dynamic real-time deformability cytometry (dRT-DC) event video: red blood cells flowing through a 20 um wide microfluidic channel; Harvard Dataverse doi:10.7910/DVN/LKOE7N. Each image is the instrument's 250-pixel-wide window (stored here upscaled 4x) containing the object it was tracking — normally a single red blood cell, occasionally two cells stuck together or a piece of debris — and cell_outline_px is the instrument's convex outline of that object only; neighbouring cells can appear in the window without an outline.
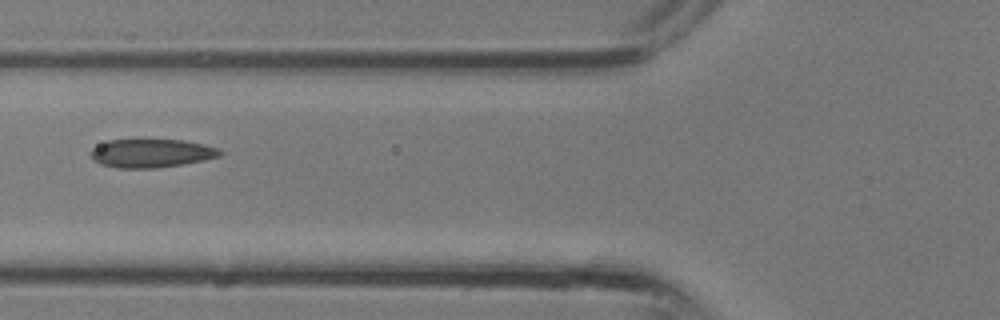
{"species": "common noctule bat (a hibernating species)", "species_latin": "Nyctalus noctula", "temperature_condition": "room temperature", "stored_images_in_passage": 3, "camera_frame_rate_fps": 3000, "um_per_image_px": 0.085, "animal": {"sex": "male", "body_mass_g": 13.3}, "frame": {"image": 1, "passage_image": 3, "time_ms": 0.667, "image_size_px": [1000, 320], "cell_outline_px": [[224, 152], [220, 156], [204, 160], [184, 164], [156, 168], [116, 168], [100, 164], [92, 160], [92, 148], [108, 140], [136, 136], [144, 136], [184, 140], [204, 144], [220, 148]], "centroid_in_image_um": [12.87, 12.96], "position_along_channel_um": 112.9, "area_um2": 22.77}}